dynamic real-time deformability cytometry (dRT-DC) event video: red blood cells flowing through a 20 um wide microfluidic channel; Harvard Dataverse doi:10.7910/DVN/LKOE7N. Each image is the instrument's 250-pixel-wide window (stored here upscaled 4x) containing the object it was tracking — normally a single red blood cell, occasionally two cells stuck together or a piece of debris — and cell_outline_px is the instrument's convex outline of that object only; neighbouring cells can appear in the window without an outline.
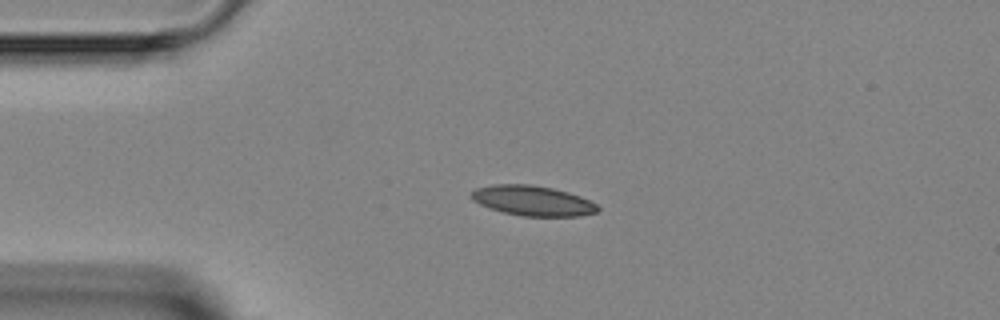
{"species": "Egyptian fruit bat (a non-hibernating species)", "species_latin": "Rousettus aegyptiacus", "temperature_condition": "room temperature", "stored_images_in_passage": 3, "camera_frame_rate_fps": 3000, "um_per_image_px": 0.085, "animal": {"sex": "female"}, "frame": {"image": 1, "passage_image": 1, "time_ms": 0.0, "image_size_px": [1000, 320], "cell_outline_px": [[600, 208], [596, 212], [580, 216], [524, 216], [504, 212], [488, 208], [472, 200], [468, 196], [476, 188], [492, 184], [532, 184], [552, 188], [568, 192], [580, 196], [596, 204]], "centroid_in_image_um": [45.24, 17.05], "position_along_channel_um": 39.8, "area_um2": 22.2}}